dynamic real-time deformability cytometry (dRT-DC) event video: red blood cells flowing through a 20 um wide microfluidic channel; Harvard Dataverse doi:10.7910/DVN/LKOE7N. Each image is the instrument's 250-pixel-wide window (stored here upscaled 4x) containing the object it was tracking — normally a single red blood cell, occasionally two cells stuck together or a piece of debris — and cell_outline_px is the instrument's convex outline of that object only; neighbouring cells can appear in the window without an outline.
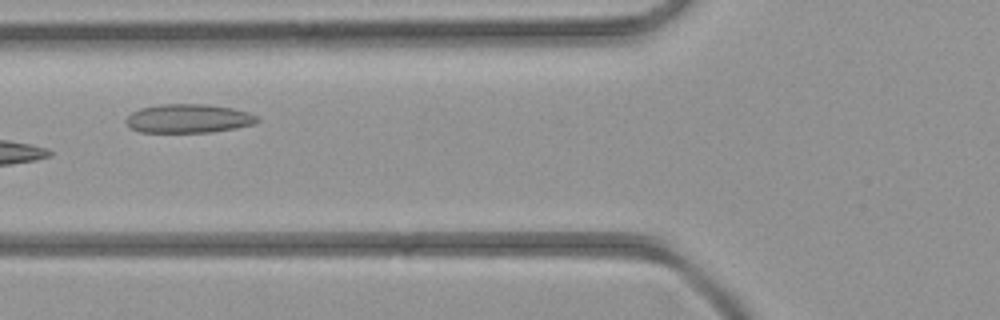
{"species": "common noctule bat (a hibernating species)", "species_latin": "Nyctalus noctula", "temperature_condition": "room temperature", "stored_images_in_passage": 5, "camera_frame_rate_fps": 3000, "um_per_image_px": 0.085, "animal": {"sex": "female", "body_mass_g": 21.9}, "frame": {"image": 1, "passage_image": 5, "time_ms": 5.667, "image_size_px": [1000, 320], "cell_outline_px": [[260, 120], [256, 124], [208, 132], [140, 132], [132, 128], [124, 120], [132, 112], [140, 108], [160, 104], [204, 104], [232, 108], [248, 112], [256, 116]], "centroid_in_image_um": [16.01, 10.07], "position_along_channel_um": 109.8, "area_um2": 21.85}}